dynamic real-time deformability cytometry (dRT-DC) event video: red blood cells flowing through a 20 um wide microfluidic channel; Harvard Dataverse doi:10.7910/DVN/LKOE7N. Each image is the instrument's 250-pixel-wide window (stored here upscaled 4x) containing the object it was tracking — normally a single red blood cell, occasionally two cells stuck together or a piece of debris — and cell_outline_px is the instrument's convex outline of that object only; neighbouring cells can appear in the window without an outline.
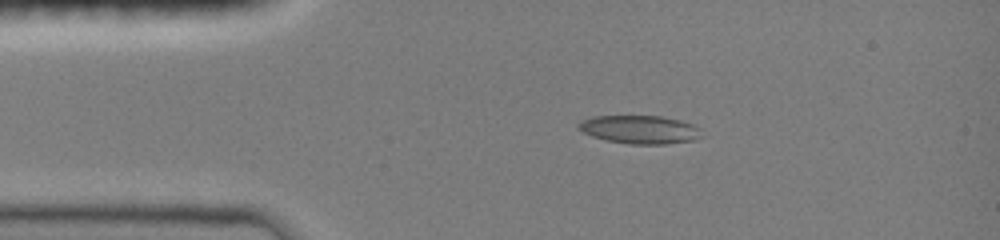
{"species": "common noctule bat (a hibernating species)", "species_latin": "Nyctalus noctula", "temperature_condition": "room temperature", "stored_images_in_passage": 39, "camera_frame_rate_fps": 3000, "um_per_image_px": 0.085, "animal": {"sex": "female", "body_mass_g": 19.0, "forearm_length_mm": 51.5}, "frame": {"image": 1, "passage_image": 1, "time_ms": 0.0, "image_size_px": [1000, 240], "cell_outline_px": [[700, 136], [696, 140], [664, 144], [632, 144], [608, 140], [592, 136], [576, 128], [576, 124], [580, 120], [592, 116], [660, 116], [680, 120], [692, 124], [700, 128]], "centroid_in_image_um": [54.35, 11.0], "position_along_channel_um": 30.6, "area_um2": 20.29}}
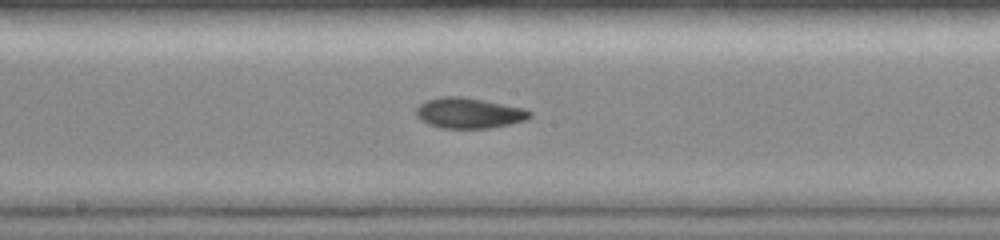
{"frame": {"image": 2, "passage_image": 17, "time_ms": 5.333, "image_size_px": [1000, 240], "cell_outline_px": [[532, 116], [528, 120], [488, 128], [440, 128], [428, 124], [420, 120], [416, 116], [416, 108], [424, 100], [440, 96], [464, 96], [524, 108], [532, 112]], "centroid_in_image_um": [39.84, 9.6], "position_along_channel_um": 208.4, "area_um2": 20.46}}
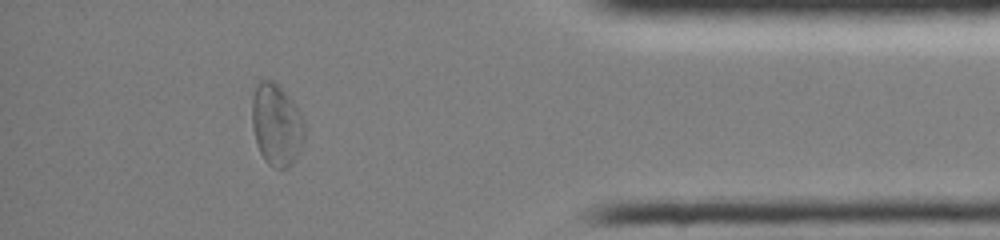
{"frame": {"image": 3, "passage_image": 34, "time_ms": 11.0, "image_size_px": [1000, 240], "cell_outline_px": [[304, 140], [292, 164], [288, 168], [272, 168], [264, 160], [256, 144], [252, 128], [252, 100], [256, 84], [260, 80], [272, 80], [292, 100], [300, 112], [304, 120]], "centroid_in_image_um": [23.49, 10.62], "position_along_channel_um": 411.7, "area_um2": 25.14}, "authors_computed_cell_mechanics": {"area_um2": 20.23, "velocity_mm_per_s": 4.0109, "shape_relaxation_time_tau1_ms": null, "shape_relaxation_time_tau2_ms": 4.7152, "deformation_change_tau1": null, "deformation_change_tau2": 0.1057}}